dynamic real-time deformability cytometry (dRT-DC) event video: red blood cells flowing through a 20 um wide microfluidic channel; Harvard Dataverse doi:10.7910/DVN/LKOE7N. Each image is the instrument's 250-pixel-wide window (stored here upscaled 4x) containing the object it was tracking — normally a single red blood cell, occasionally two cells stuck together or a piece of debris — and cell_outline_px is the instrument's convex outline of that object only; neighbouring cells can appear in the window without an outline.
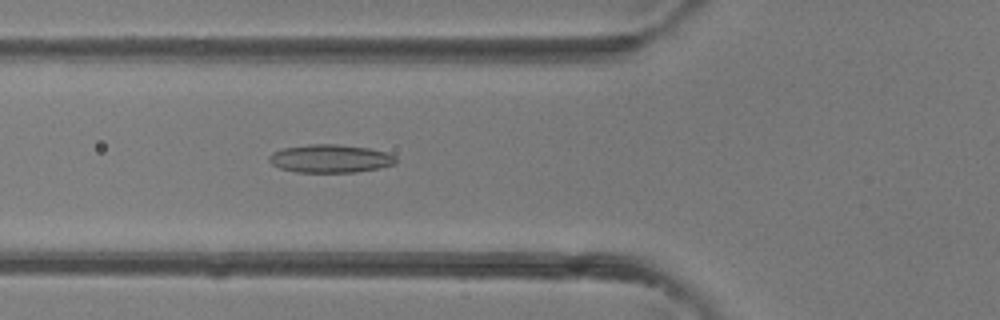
{"species": "common noctule bat (a hibernating species)", "species_latin": "Nyctalus noctula", "temperature_condition": "room temperature", "stored_images_in_passage": 42, "camera_frame_rate_fps": 3000, "um_per_image_px": 0.085, "animal": {"sex": "female"}, "frame": {"image": 1, "passage_image": 16, "time_ms": 5.0, "image_size_px": [1000, 320], "cell_outline_px": [[396, 164], [380, 168], [356, 172], [296, 172], [280, 168], [272, 164], [268, 160], [268, 156], [272, 152], [284, 148], [308, 144], [340, 144], [368, 148], [388, 152], [396, 156]], "centroid_in_image_um": [28.09, 13.48], "position_along_channel_um": 97.7, "area_um2": 20.98}}
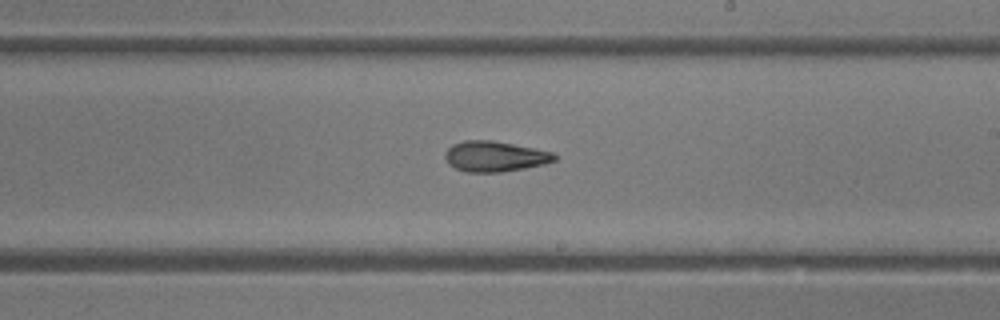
{"frame": {"image": 2, "passage_image": 25, "time_ms": 8.0, "image_size_px": [1000, 320], "cell_outline_px": [[556, 160], [544, 164], [524, 168], [500, 172], [464, 172], [448, 164], [444, 156], [444, 152], [452, 144], [464, 140], [492, 140], [552, 152], [556, 156]], "centroid_in_image_um": [42.01, 13.29], "position_along_channel_um": 247.0, "area_um2": 19.36}}
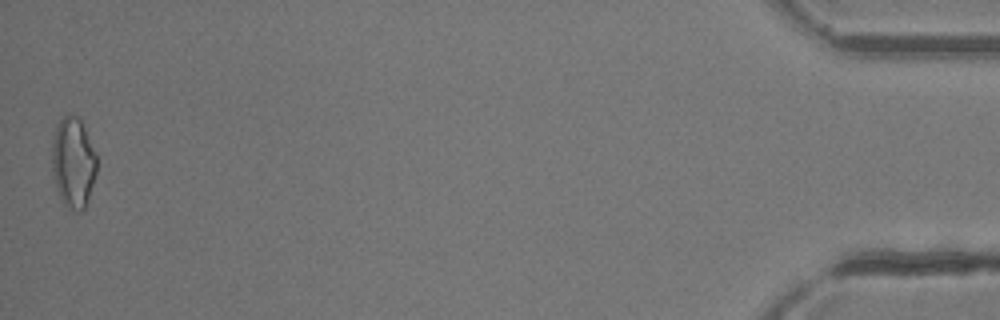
{"frame": {"image": 3, "passage_image": 42, "time_ms": 13.667, "image_size_px": [1000, 320], "cell_outline_px": [[96, 172], [84, 208], [80, 212], [76, 212], [68, 208], [64, 204], [56, 188], [52, 176], [52, 140], [56, 124], [68, 112], [80, 116], [96, 152]], "centroid_in_image_um": [6.21, 13.75], "position_along_channel_um": 429.0, "area_um2": 23.93}}